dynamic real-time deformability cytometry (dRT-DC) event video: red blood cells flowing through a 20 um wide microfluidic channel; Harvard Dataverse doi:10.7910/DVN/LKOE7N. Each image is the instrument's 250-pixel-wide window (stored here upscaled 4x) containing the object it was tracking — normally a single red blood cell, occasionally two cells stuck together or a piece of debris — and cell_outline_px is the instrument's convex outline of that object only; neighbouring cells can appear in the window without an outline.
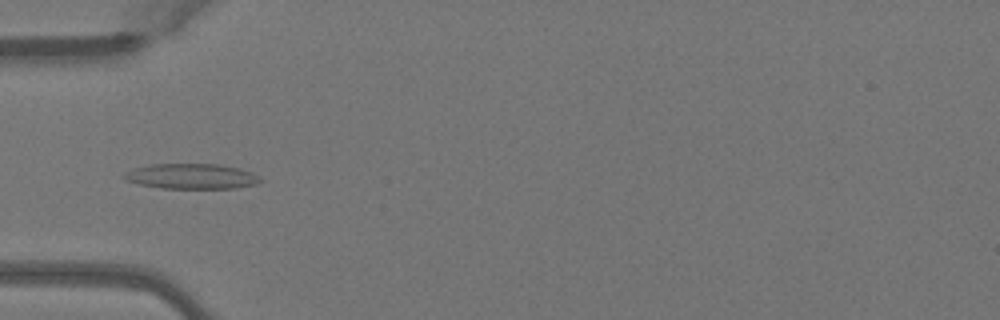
{"species": "Egyptian fruit bat (a non-hibernating species)", "species_latin": "Rousettus aegyptiacus", "temperature_condition": "warm", "stored_images_in_passage": 51, "camera_frame_rate_fps": 3000, "um_per_image_px": 0.085, "animal": {"sex": "female"}, "frame": {"image": 1, "passage_image": 17, "time_ms": 5.333, "image_size_px": [1000, 320], "cell_outline_px": [[264, 180], [260, 184], [236, 188], [160, 188], [140, 184], [128, 180], [120, 176], [124, 172], [132, 168], [152, 164], [220, 164], [240, 168], [252, 172], [260, 176]], "centroid_in_image_um": [16.33, 14.98], "position_along_channel_um": 68.7, "area_um2": 20.35}}
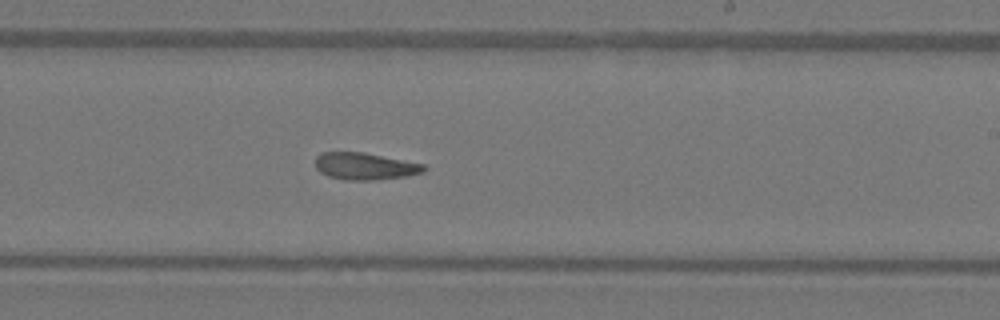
{"frame": {"image": 2, "passage_image": 31, "time_ms": 10.0, "image_size_px": [1000, 320], "cell_outline_px": [[428, 168], [424, 172], [408, 176], [372, 180], [344, 180], [328, 176], [320, 172], [316, 168], [316, 156], [320, 152], [364, 152], [424, 164]], "centroid_in_image_um": [31.03, 14.13], "position_along_channel_um": 258.0, "area_um2": 17.22}}
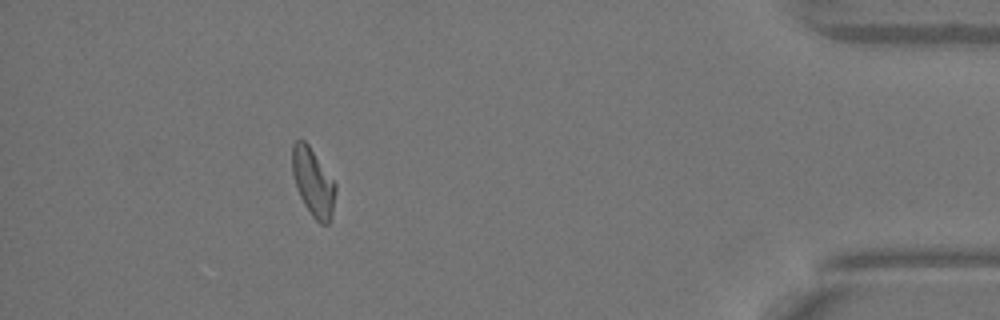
{"frame": {"image": 3, "passage_image": 46, "time_ms": 15.0, "image_size_px": [1000, 320], "cell_outline_px": [[336, 192], [332, 212], [328, 224], [320, 224], [312, 216], [304, 204], [296, 188], [292, 172], [292, 144], [296, 140], [304, 140], [308, 144], [336, 184]], "centroid_in_image_um": [26.6, 15.49], "position_along_channel_um": 408.6, "area_um2": 16.99}, "authors_computed_cell_mechanics": {"area_um2": 17.8024, "velocity_mm_per_s": 4.0553, "shape_relaxation_time_tau1_ms": null, "shape_relaxation_time_tau2_ms": 4.365, "deformation_change_tau1": null, "deformation_change_tau2": 0.1156}}